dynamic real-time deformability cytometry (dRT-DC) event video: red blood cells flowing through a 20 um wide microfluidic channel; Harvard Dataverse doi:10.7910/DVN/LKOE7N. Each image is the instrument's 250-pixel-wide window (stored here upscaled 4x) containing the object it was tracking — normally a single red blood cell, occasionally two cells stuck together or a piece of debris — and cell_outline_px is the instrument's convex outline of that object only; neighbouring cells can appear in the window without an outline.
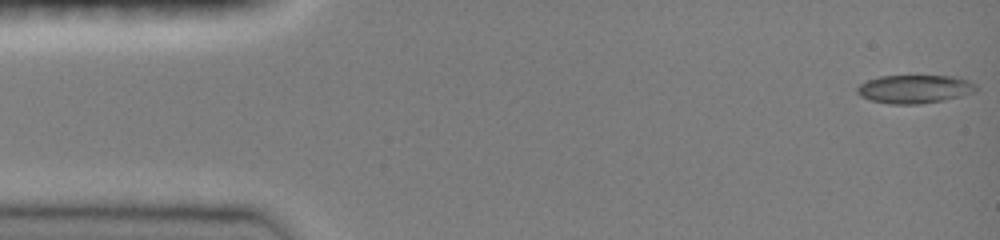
{"species": "common noctule bat (a hibernating species)", "species_latin": "Nyctalus noctula", "temperature_condition": "room temperature", "stored_images_in_passage": 59, "camera_frame_rate_fps": 3000, "um_per_image_px": 0.085, "animal": {"sex": "female", "body_mass_g": 19.0, "forearm_length_mm": 51.5}, "frame": {"image": 1, "passage_image": 1, "time_ms": 0.0, "image_size_px": [1000, 240], "cell_outline_px": [[976, 92], [944, 100], [920, 104], [888, 104], [872, 100], [860, 96], [856, 92], [856, 88], [860, 84], [868, 80], [880, 76], [952, 76], [968, 80], [976, 84]], "centroid_in_image_um": [77.74, 7.57], "position_along_channel_um": 7.3, "area_um2": 19.65}}
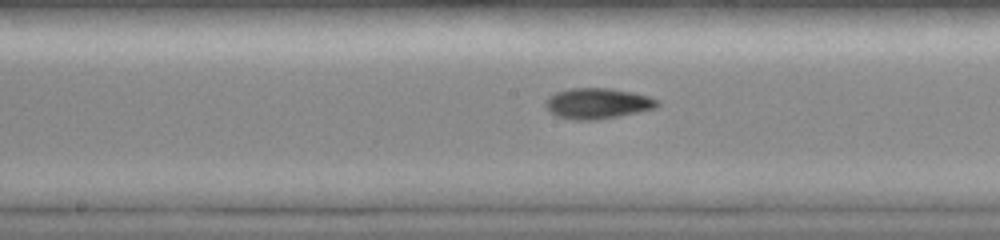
{"frame": {"image": 2, "passage_image": 27, "time_ms": 7.667, "image_size_px": [1000, 240], "cell_outline_px": [[660, 104], [656, 108], [640, 112], [596, 120], [572, 120], [556, 116], [548, 112], [544, 104], [544, 100], [548, 96], [556, 92], [568, 88], [608, 88], [632, 92], [648, 96], [660, 100]], "centroid_in_image_um": [50.76, 8.79], "position_along_channel_um": 197.4, "area_um2": 20.35}}
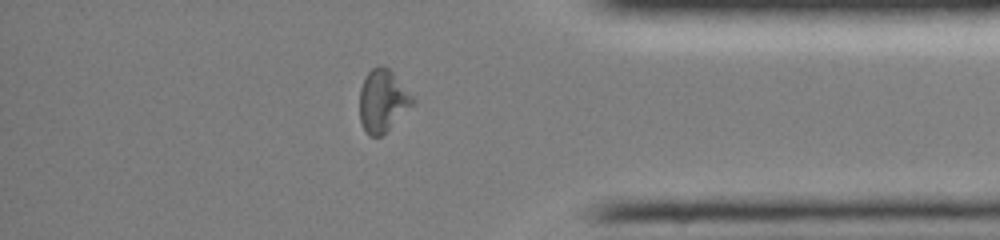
{"frame": {"image": 3, "passage_image": 49, "time_ms": 13.0, "image_size_px": [1000, 240], "cell_outline_px": [[416, 100], [380, 136], [368, 136], [360, 120], [360, 88], [368, 72], [372, 68], [380, 64], [388, 68], [392, 72]], "centroid_in_image_um": [32.5, 8.54], "position_along_channel_um": 402.7, "area_um2": 18.67}, "authors_computed_cell_mechanics": {"area_um2": 19.363, "velocity_mm_per_s": 4.029, "shape_relaxation_time_tau1_ms": 6.0913, "shape_relaxation_time_tau2_ms": 6.5927, "deformation_change_tau1": 0.1909, "deformation_change_tau2": 0.1013}}